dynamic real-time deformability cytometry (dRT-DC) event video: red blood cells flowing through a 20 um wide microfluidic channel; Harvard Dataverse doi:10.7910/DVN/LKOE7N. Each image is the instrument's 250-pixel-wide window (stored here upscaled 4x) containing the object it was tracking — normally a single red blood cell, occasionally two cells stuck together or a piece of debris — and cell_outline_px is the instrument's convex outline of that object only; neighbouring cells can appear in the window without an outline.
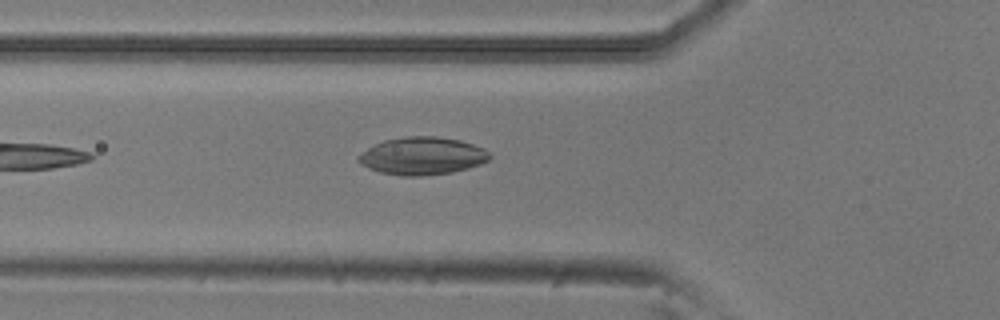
{"species": "common noctule bat (a hibernating species)", "species_latin": "Nyctalus noctula", "temperature_condition": "room temperature", "stored_images_in_passage": 5, "camera_frame_rate_fps": 3000, "um_per_image_px": 0.085, "animal": {"sex": "male", "body_mass_g": 20.5, "forearm_length_mm": 52.5}, "frame": {"image": 1, "passage_image": 5, "time_ms": 1.333, "image_size_px": [1000, 320], "cell_outline_px": [[492, 156], [488, 160], [480, 164], [468, 168], [452, 172], [420, 176], [404, 176], [380, 172], [368, 168], [360, 164], [356, 160], [356, 156], [360, 152], [384, 140], [404, 136], [436, 136], [460, 140], [484, 148]], "centroid_in_image_um": [35.86, 13.25], "position_along_channel_um": 89.9, "area_um2": 28.9}}